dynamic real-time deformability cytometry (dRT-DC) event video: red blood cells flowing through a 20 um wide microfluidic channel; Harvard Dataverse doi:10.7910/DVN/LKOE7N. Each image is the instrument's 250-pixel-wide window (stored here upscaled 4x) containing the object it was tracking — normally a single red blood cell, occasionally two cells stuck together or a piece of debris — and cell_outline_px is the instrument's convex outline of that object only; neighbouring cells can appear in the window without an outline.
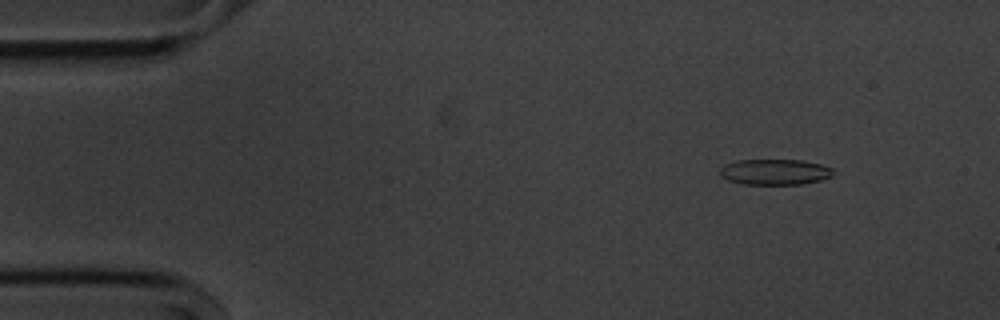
{"species": "common noctule bat (a hibernating species)", "species_latin": "Nyctalus noctula", "temperature_condition": "cold", "stored_images_in_passage": 54, "camera_frame_rate_fps": 3000, "um_per_image_px": 0.085, "animal": {"sex": "male", "body_mass_g": 20.1, "forearm_length_mm": 53.5}, "frame": {"image": 1, "passage_image": 5, "time_ms": 1.333, "image_size_px": [1000, 320], "cell_outline_px": [[832, 176], [820, 180], [800, 184], [740, 184], [728, 180], [720, 176], [720, 168], [724, 164], [736, 160], [804, 160], [820, 164], [832, 168]], "centroid_in_image_um": [65.82, 14.61], "position_along_channel_um": 19.2, "area_um2": 16.99}}
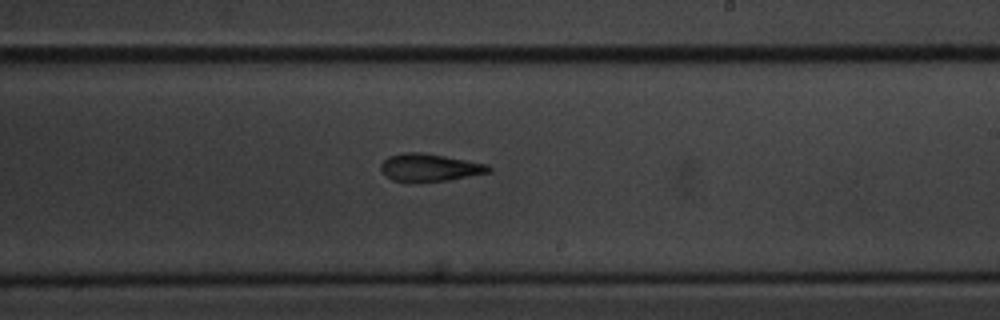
{"frame": {"image": 2, "passage_image": 31, "time_ms": 10.0, "image_size_px": [1000, 320], "cell_outline_px": [[492, 172], [448, 180], [392, 180], [384, 176], [380, 168], [380, 164], [388, 156], [404, 152], [420, 152], [444, 156], [484, 164], [492, 168]], "centroid_in_image_um": [36.48, 14.22], "position_along_channel_um": 252.5, "area_um2": 16.88}}
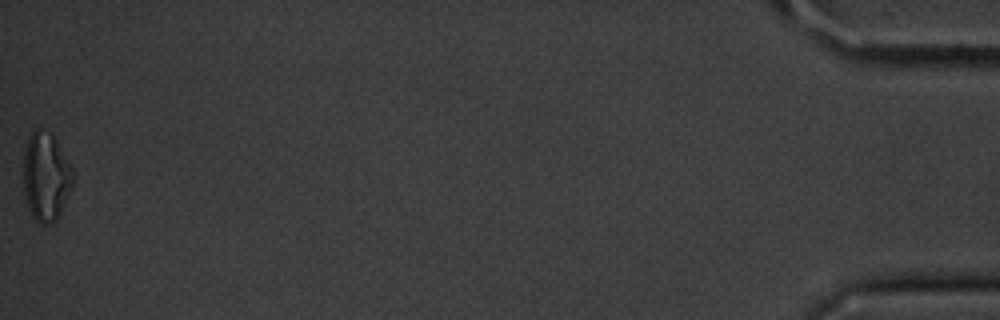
{"frame": {"image": 3, "passage_image": 54, "time_ms": 17.667, "image_size_px": [1000, 320], "cell_outline_px": [[72, 188], [56, 220], [48, 224], [40, 224], [32, 216], [24, 192], [24, 148], [28, 136], [36, 128], [48, 132], [56, 140], [72, 168]], "centroid_in_image_um": [3.89, 15.01], "position_along_channel_um": 431.3, "area_um2": 25.2}, "authors_computed_cell_mechanics": {"area_um2": 18.2359, "velocity_mm_per_s": 3.6147, "shape_relaxation_time_tau1_ms": 3.092, "shape_relaxation_time_tau2_ms": 3.4908, "deformation_change_tau1": 0.1077, "deformation_change_tau2": 0.1221}}